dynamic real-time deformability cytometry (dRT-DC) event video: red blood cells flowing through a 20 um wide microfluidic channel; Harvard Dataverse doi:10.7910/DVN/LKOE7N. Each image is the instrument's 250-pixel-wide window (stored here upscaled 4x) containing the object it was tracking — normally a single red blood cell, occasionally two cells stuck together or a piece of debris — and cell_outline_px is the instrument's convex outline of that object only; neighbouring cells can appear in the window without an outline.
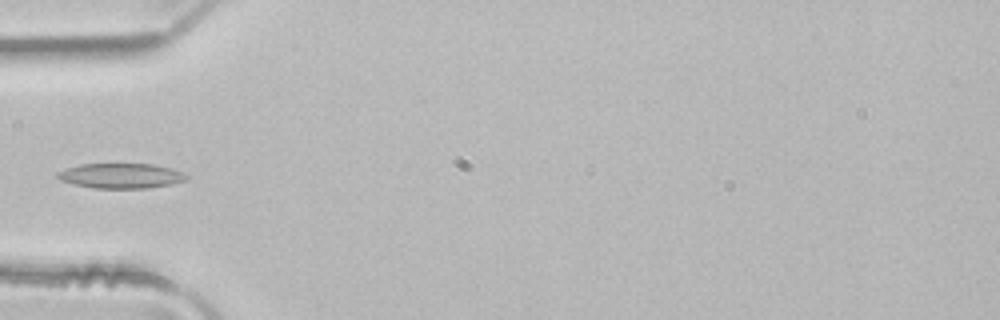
{"species": "common noctule bat (a hibernating species)", "species_latin": "Nyctalus noctula", "temperature_condition": "room temperature", "stored_images_in_passage": 4, "camera_frame_rate_fps": 3000, "um_per_image_px": 0.085, "animal": {"sex": "male", "body_mass_g": 21.5, "forearm_length_mm": 52.0}, "frame": {"image": 1, "passage_image": 4, "time_ms": 1.0, "image_size_px": [1000, 320], "cell_outline_px": [[188, 176], [184, 180], [172, 184], [148, 188], [96, 188], [76, 184], [60, 180], [56, 176], [56, 172], [64, 168], [80, 164], [152, 164], [172, 168], [184, 172]], "centroid_in_image_um": [10.27, 14.93], "position_along_channel_um": 74.7, "area_um2": 18.79}}